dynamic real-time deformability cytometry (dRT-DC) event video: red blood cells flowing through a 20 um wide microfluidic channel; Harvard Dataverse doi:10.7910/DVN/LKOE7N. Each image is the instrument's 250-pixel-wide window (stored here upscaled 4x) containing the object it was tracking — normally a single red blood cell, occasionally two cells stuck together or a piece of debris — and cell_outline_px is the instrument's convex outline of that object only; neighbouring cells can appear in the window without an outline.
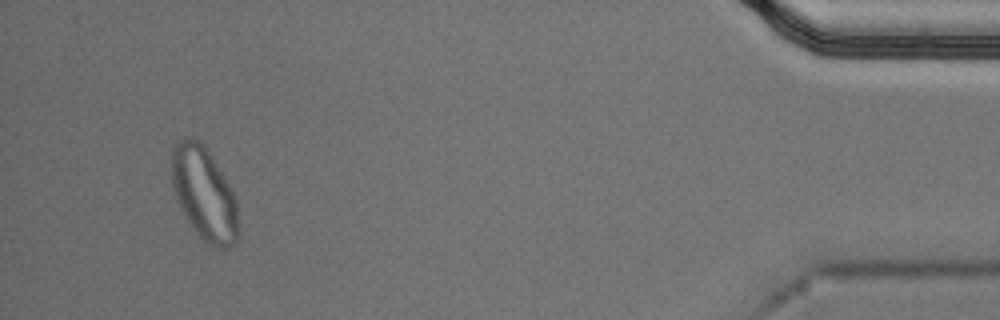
{"species": "Egyptian fruit bat (a non-hibernating species)", "species_latin": "Rousettus aegyptiacus", "temperature_condition": "cold", "stored_images_in_passage": 48, "segment_of_instrument_passage": [2, 2], "camera_frame_rate_fps": 3000, "um_per_image_px": 0.085, "animal": {"sex": "male"}, "frame": {"image": 1, "passage_image": 45, "time_ms": 14.667, "image_size_px": [1000, 320], "cell_outline_px": [[240, 236], [228, 248], [216, 248], [208, 244], [196, 232], [184, 216], [176, 200], [172, 188], [172, 152], [176, 144], [184, 136], [196, 136], [204, 144], [224, 176], [236, 200], [240, 232]], "centroid_in_image_um": [17.35, 16.46], "position_along_channel_um": 417.8, "area_um2": 36.47}}